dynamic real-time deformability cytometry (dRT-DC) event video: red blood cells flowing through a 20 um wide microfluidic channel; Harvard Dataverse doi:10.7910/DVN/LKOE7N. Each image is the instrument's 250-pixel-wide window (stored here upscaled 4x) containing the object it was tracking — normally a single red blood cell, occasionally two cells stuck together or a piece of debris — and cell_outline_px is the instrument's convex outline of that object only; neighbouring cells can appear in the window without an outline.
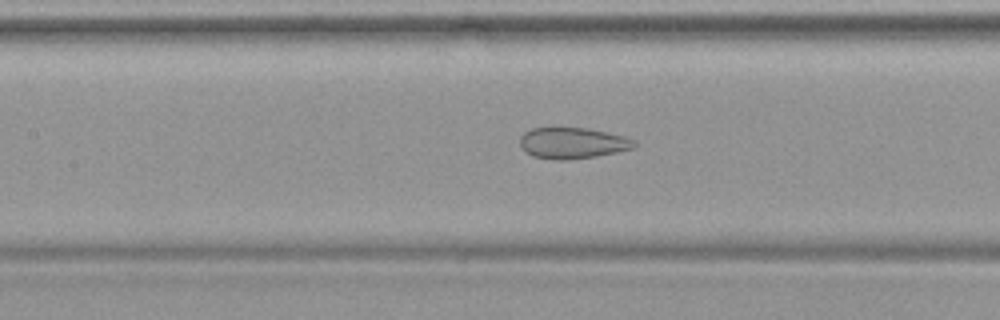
{"species": "common noctule bat (a hibernating species)", "species_latin": "Nyctalus noctula", "temperature_condition": "warm", "stored_images_in_passage": 45, "camera_frame_rate_fps": 3000, "um_per_image_px": 0.085, "animal": {"sex": "female", "body_mass_g": 19.9}, "frame": {"image": 1, "passage_image": 22, "time_ms": 7.0, "image_size_px": [1000, 320], "cell_outline_px": [[636, 144], [632, 148], [616, 152], [596, 156], [568, 160], [556, 160], [532, 156], [520, 144], [520, 136], [524, 132], [532, 128], [588, 128], [624, 136], [636, 140]], "centroid_in_image_um": [48.67, 12.16], "position_along_channel_um": 158.7, "area_um2": 20.58}}
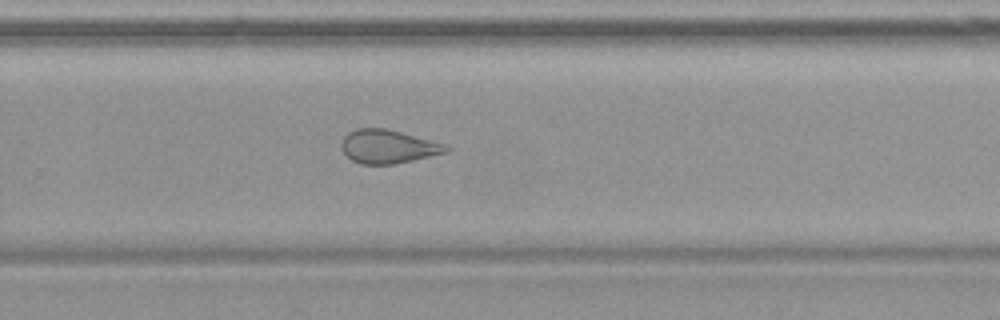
{"frame": {"image": 2, "passage_image": 32, "time_ms": 10.333, "image_size_px": [1000, 320], "cell_outline_px": [[452, 148], [448, 152], [396, 164], [360, 164], [352, 160], [340, 148], [340, 144], [344, 136], [348, 132], [356, 128], [384, 128], [448, 144]], "centroid_in_image_um": [33.0, 12.46], "position_along_channel_um": 296.8, "area_um2": 20.63}}
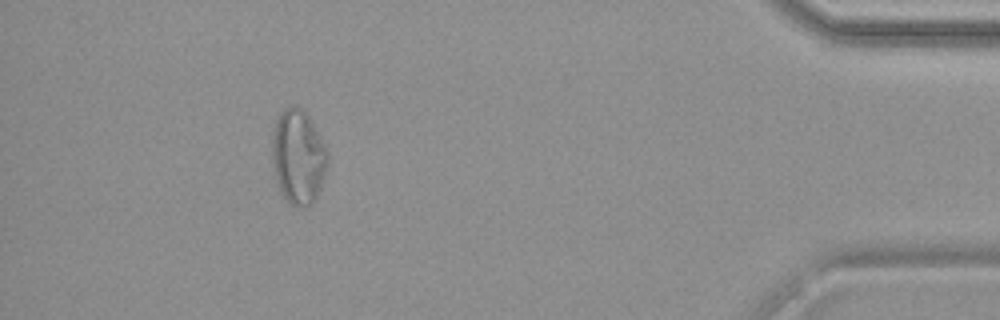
{"frame": {"image": 3, "passage_image": 44, "time_ms": 14.333, "image_size_px": [1000, 320], "cell_outline_px": [[328, 164], [320, 188], [312, 204], [308, 208], [296, 208], [280, 192], [276, 180], [272, 160], [272, 140], [276, 120], [280, 112], [288, 104], [292, 104], [300, 108], [312, 120], [328, 152]], "centroid_in_image_um": [25.35, 13.33], "position_along_channel_um": 409.9, "area_um2": 30.81}}